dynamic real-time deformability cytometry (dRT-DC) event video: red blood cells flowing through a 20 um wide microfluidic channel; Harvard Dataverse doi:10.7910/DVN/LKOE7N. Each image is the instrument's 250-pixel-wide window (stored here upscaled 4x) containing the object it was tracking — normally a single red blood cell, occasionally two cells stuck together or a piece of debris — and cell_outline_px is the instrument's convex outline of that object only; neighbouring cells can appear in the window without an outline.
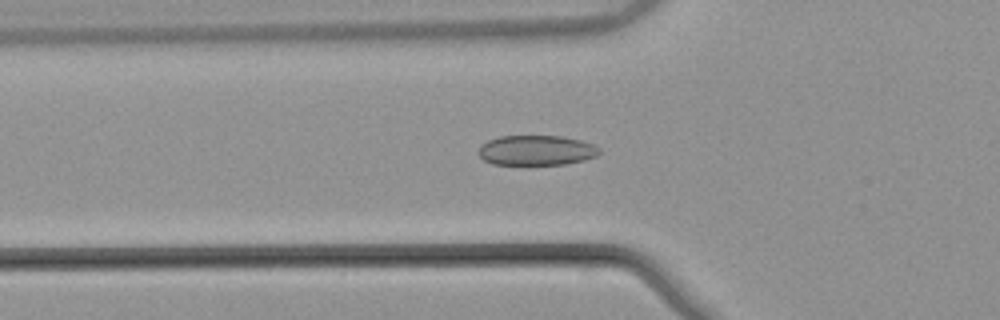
{"species": "common noctule bat (a hibernating species)", "species_latin": "Nyctalus noctula", "temperature_condition": "warm", "stored_images_in_passage": 39, "camera_frame_rate_fps": 3000, "um_per_image_px": 0.085, "animal": {"sex": "male", "body_mass_g": 21.5, "forearm_length_mm": 52.0}, "frame": {"image": 1, "passage_image": 5, "time_ms": 1.333, "image_size_px": [1000, 320], "cell_outline_px": [[600, 152], [596, 156], [584, 160], [564, 164], [492, 164], [484, 160], [476, 152], [480, 144], [488, 140], [500, 136], [560, 136], [580, 140], [592, 144], [600, 148]], "centroid_in_image_um": [45.55, 12.77], "position_along_channel_um": 80.2, "area_um2": 21.15}}
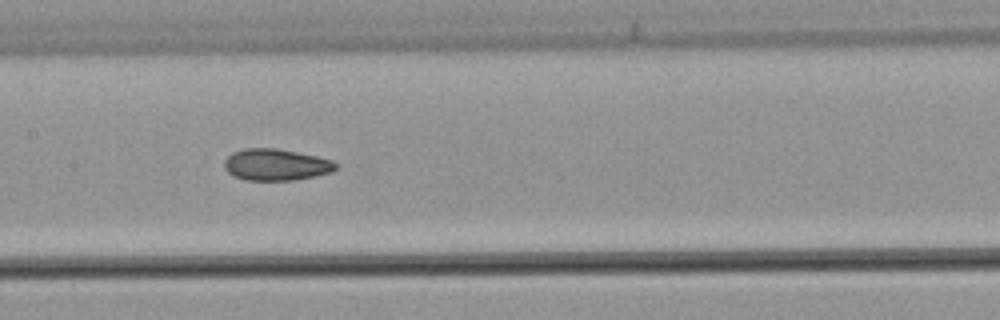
{"frame": {"image": 2, "passage_image": 13, "time_ms": 4.0, "image_size_px": [1000, 320], "cell_outline_px": [[336, 168], [332, 172], [316, 176], [292, 180], [244, 180], [228, 172], [224, 168], [224, 160], [232, 152], [244, 148], [276, 148], [316, 156], [332, 160], [336, 164]], "centroid_in_image_um": [23.44, 13.99], "position_along_channel_um": 184.0, "area_um2": 20.46}}
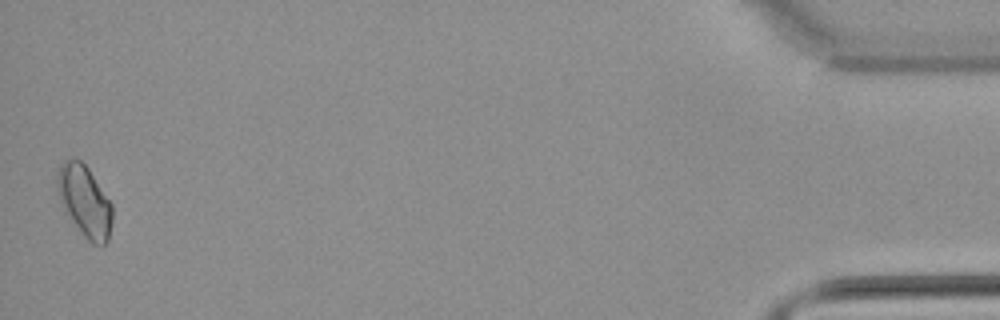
{"frame": {"image": 3, "passage_image": 39, "time_ms": 12.667, "image_size_px": [1000, 320], "cell_outline_px": [[112, 224], [108, 240], [104, 244], [92, 244], [84, 236], [64, 212], [56, 188], [56, 176], [60, 164], [68, 156], [80, 160], [88, 168], [112, 204]], "centroid_in_image_um": [7.16, 17.06], "position_along_channel_um": 428.0, "area_um2": 23.06}, "authors_computed_cell_mechanics": {"area_um2": 20.4612, "velocity_mm_per_s": 3.8675, "shape_relaxation_time_tau1_ms": null, "shape_relaxation_time_tau2_ms": 3.4826, "deformation_change_tau1": null, "deformation_change_tau2": 0.0729}}